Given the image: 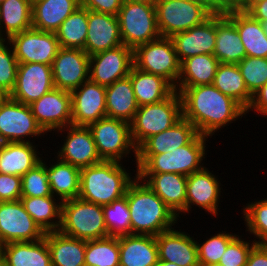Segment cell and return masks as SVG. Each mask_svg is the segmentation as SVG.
Returning <instances> with one entry per match:
<instances>
[{"label": "cell", "mask_w": 267, "mask_h": 266, "mask_svg": "<svg viewBox=\"0 0 267 266\" xmlns=\"http://www.w3.org/2000/svg\"><path fill=\"white\" fill-rule=\"evenodd\" d=\"M175 90L181 96L183 117L195 126L200 135L212 137L221 127L246 115V110L238 102L213 84Z\"/></svg>", "instance_id": "obj_1"}, {"label": "cell", "mask_w": 267, "mask_h": 266, "mask_svg": "<svg viewBox=\"0 0 267 266\" xmlns=\"http://www.w3.org/2000/svg\"><path fill=\"white\" fill-rule=\"evenodd\" d=\"M131 234L157 236L173 229L178 216L138 176L126 191Z\"/></svg>", "instance_id": "obj_2"}, {"label": "cell", "mask_w": 267, "mask_h": 266, "mask_svg": "<svg viewBox=\"0 0 267 266\" xmlns=\"http://www.w3.org/2000/svg\"><path fill=\"white\" fill-rule=\"evenodd\" d=\"M121 163L103 160L80 169L78 198L105 206L125 196L128 186L137 174L132 178Z\"/></svg>", "instance_id": "obj_3"}, {"label": "cell", "mask_w": 267, "mask_h": 266, "mask_svg": "<svg viewBox=\"0 0 267 266\" xmlns=\"http://www.w3.org/2000/svg\"><path fill=\"white\" fill-rule=\"evenodd\" d=\"M207 136L198 134L189 144L162 154H137L136 173H176L185 176L200 171L205 159Z\"/></svg>", "instance_id": "obj_4"}, {"label": "cell", "mask_w": 267, "mask_h": 266, "mask_svg": "<svg viewBox=\"0 0 267 266\" xmlns=\"http://www.w3.org/2000/svg\"><path fill=\"white\" fill-rule=\"evenodd\" d=\"M182 117V100L176 90L160 102L140 106L130 123L133 144L138 148L150 136L169 129Z\"/></svg>", "instance_id": "obj_5"}, {"label": "cell", "mask_w": 267, "mask_h": 266, "mask_svg": "<svg viewBox=\"0 0 267 266\" xmlns=\"http://www.w3.org/2000/svg\"><path fill=\"white\" fill-rule=\"evenodd\" d=\"M59 231L86 241L108 237L103 206L80 198L63 201Z\"/></svg>", "instance_id": "obj_6"}, {"label": "cell", "mask_w": 267, "mask_h": 266, "mask_svg": "<svg viewBox=\"0 0 267 266\" xmlns=\"http://www.w3.org/2000/svg\"><path fill=\"white\" fill-rule=\"evenodd\" d=\"M123 45L133 50L141 44L161 37L155 4L124 0L117 14Z\"/></svg>", "instance_id": "obj_7"}, {"label": "cell", "mask_w": 267, "mask_h": 266, "mask_svg": "<svg viewBox=\"0 0 267 266\" xmlns=\"http://www.w3.org/2000/svg\"><path fill=\"white\" fill-rule=\"evenodd\" d=\"M88 128L102 160L122 162L123 157H128L131 150L137 159V148L131 138L130 123L106 116L89 124Z\"/></svg>", "instance_id": "obj_8"}, {"label": "cell", "mask_w": 267, "mask_h": 266, "mask_svg": "<svg viewBox=\"0 0 267 266\" xmlns=\"http://www.w3.org/2000/svg\"><path fill=\"white\" fill-rule=\"evenodd\" d=\"M133 62L139 70L162 76L176 88L180 62L171 38L160 37L138 45L133 50Z\"/></svg>", "instance_id": "obj_9"}, {"label": "cell", "mask_w": 267, "mask_h": 266, "mask_svg": "<svg viewBox=\"0 0 267 266\" xmlns=\"http://www.w3.org/2000/svg\"><path fill=\"white\" fill-rule=\"evenodd\" d=\"M155 9L159 33L168 38L200 25L212 15L194 0H157Z\"/></svg>", "instance_id": "obj_10"}, {"label": "cell", "mask_w": 267, "mask_h": 266, "mask_svg": "<svg viewBox=\"0 0 267 266\" xmlns=\"http://www.w3.org/2000/svg\"><path fill=\"white\" fill-rule=\"evenodd\" d=\"M10 43L18 63L53 64L60 47L56 33L31 27L12 35Z\"/></svg>", "instance_id": "obj_11"}, {"label": "cell", "mask_w": 267, "mask_h": 266, "mask_svg": "<svg viewBox=\"0 0 267 266\" xmlns=\"http://www.w3.org/2000/svg\"><path fill=\"white\" fill-rule=\"evenodd\" d=\"M0 134L6 142L32 143L28 138L44 136L45 132L36 122L29 105L7 96L0 104Z\"/></svg>", "instance_id": "obj_12"}, {"label": "cell", "mask_w": 267, "mask_h": 266, "mask_svg": "<svg viewBox=\"0 0 267 266\" xmlns=\"http://www.w3.org/2000/svg\"><path fill=\"white\" fill-rule=\"evenodd\" d=\"M44 236L20 200L0 202V246L10 242L38 241Z\"/></svg>", "instance_id": "obj_13"}, {"label": "cell", "mask_w": 267, "mask_h": 266, "mask_svg": "<svg viewBox=\"0 0 267 266\" xmlns=\"http://www.w3.org/2000/svg\"><path fill=\"white\" fill-rule=\"evenodd\" d=\"M133 65V49L125 45L98 52L89 58V79L107 87L129 76Z\"/></svg>", "instance_id": "obj_14"}, {"label": "cell", "mask_w": 267, "mask_h": 266, "mask_svg": "<svg viewBox=\"0 0 267 266\" xmlns=\"http://www.w3.org/2000/svg\"><path fill=\"white\" fill-rule=\"evenodd\" d=\"M29 106L46 134L72 125L71 94L68 91L54 88Z\"/></svg>", "instance_id": "obj_15"}, {"label": "cell", "mask_w": 267, "mask_h": 266, "mask_svg": "<svg viewBox=\"0 0 267 266\" xmlns=\"http://www.w3.org/2000/svg\"><path fill=\"white\" fill-rule=\"evenodd\" d=\"M54 88L51 65L19 63L16 83L9 97L30 105Z\"/></svg>", "instance_id": "obj_16"}, {"label": "cell", "mask_w": 267, "mask_h": 266, "mask_svg": "<svg viewBox=\"0 0 267 266\" xmlns=\"http://www.w3.org/2000/svg\"><path fill=\"white\" fill-rule=\"evenodd\" d=\"M89 58L82 49L60 48L52 64L54 87L72 92L87 81Z\"/></svg>", "instance_id": "obj_17"}, {"label": "cell", "mask_w": 267, "mask_h": 266, "mask_svg": "<svg viewBox=\"0 0 267 266\" xmlns=\"http://www.w3.org/2000/svg\"><path fill=\"white\" fill-rule=\"evenodd\" d=\"M67 131V136L57 153V157L79 169L102 162L98 155L96 144L88 126L69 125L57 130V133Z\"/></svg>", "instance_id": "obj_18"}, {"label": "cell", "mask_w": 267, "mask_h": 266, "mask_svg": "<svg viewBox=\"0 0 267 266\" xmlns=\"http://www.w3.org/2000/svg\"><path fill=\"white\" fill-rule=\"evenodd\" d=\"M70 94L72 125L88 126L107 116L105 86L88 79Z\"/></svg>", "instance_id": "obj_19"}, {"label": "cell", "mask_w": 267, "mask_h": 266, "mask_svg": "<svg viewBox=\"0 0 267 266\" xmlns=\"http://www.w3.org/2000/svg\"><path fill=\"white\" fill-rule=\"evenodd\" d=\"M179 62L200 54L213 55L216 42V15L200 25L171 37Z\"/></svg>", "instance_id": "obj_20"}, {"label": "cell", "mask_w": 267, "mask_h": 266, "mask_svg": "<svg viewBox=\"0 0 267 266\" xmlns=\"http://www.w3.org/2000/svg\"><path fill=\"white\" fill-rule=\"evenodd\" d=\"M218 179L206 167L187 176L186 213H189L191 205H196L217 216L221 196V182Z\"/></svg>", "instance_id": "obj_21"}, {"label": "cell", "mask_w": 267, "mask_h": 266, "mask_svg": "<svg viewBox=\"0 0 267 266\" xmlns=\"http://www.w3.org/2000/svg\"><path fill=\"white\" fill-rule=\"evenodd\" d=\"M180 218L186 212L187 176L176 173H136Z\"/></svg>", "instance_id": "obj_22"}, {"label": "cell", "mask_w": 267, "mask_h": 266, "mask_svg": "<svg viewBox=\"0 0 267 266\" xmlns=\"http://www.w3.org/2000/svg\"><path fill=\"white\" fill-rule=\"evenodd\" d=\"M123 45L115 15L88 10V31L84 51L89 55Z\"/></svg>", "instance_id": "obj_23"}, {"label": "cell", "mask_w": 267, "mask_h": 266, "mask_svg": "<svg viewBox=\"0 0 267 266\" xmlns=\"http://www.w3.org/2000/svg\"><path fill=\"white\" fill-rule=\"evenodd\" d=\"M159 260L178 266H200L196 240L190 235L170 229L155 236Z\"/></svg>", "instance_id": "obj_24"}, {"label": "cell", "mask_w": 267, "mask_h": 266, "mask_svg": "<svg viewBox=\"0 0 267 266\" xmlns=\"http://www.w3.org/2000/svg\"><path fill=\"white\" fill-rule=\"evenodd\" d=\"M195 126L184 117L169 129L150 136L138 148L137 154H162L189 144L197 135Z\"/></svg>", "instance_id": "obj_25"}, {"label": "cell", "mask_w": 267, "mask_h": 266, "mask_svg": "<svg viewBox=\"0 0 267 266\" xmlns=\"http://www.w3.org/2000/svg\"><path fill=\"white\" fill-rule=\"evenodd\" d=\"M118 242L120 266H153L159 260L155 236L120 235Z\"/></svg>", "instance_id": "obj_26"}, {"label": "cell", "mask_w": 267, "mask_h": 266, "mask_svg": "<svg viewBox=\"0 0 267 266\" xmlns=\"http://www.w3.org/2000/svg\"><path fill=\"white\" fill-rule=\"evenodd\" d=\"M1 261L6 266H52L51 254L45 237L38 241L3 244Z\"/></svg>", "instance_id": "obj_27"}, {"label": "cell", "mask_w": 267, "mask_h": 266, "mask_svg": "<svg viewBox=\"0 0 267 266\" xmlns=\"http://www.w3.org/2000/svg\"><path fill=\"white\" fill-rule=\"evenodd\" d=\"M81 0H32V27L55 33Z\"/></svg>", "instance_id": "obj_28"}, {"label": "cell", "mask_w": 267, "mask_h": 266, "mask_svg": "<svg viewBox=\"0 0 267 266\" xmlns=\"http://www.w3.org/2000/svg\"><path fill=\"white\" fill-rule=\"evenodd\" d=\"M226 16L235 24L246 56L267 58V35L261 23L247 12L235 8Z\"/></svg>", "instance_id": "obj_29"}, {"label": "cell", "mask_w": 267, "mask_h": 266, "mask_svg": "<svg viewBox=\"0 0 267 266\" xmlns=\"http://www.w3.org/2000/svg\"><path fill=\"white\" fill-rule=\"evenodd\" d=\"M213 55L223 64H238L246 57L235 24L226 15H216V42Z\"/></svg>", "instance_id": "obj_30"}, {"label": "cell", "mask_w": 267, "mask_h": 266, "mask_svg": "<svg viewBox=\"0 0 267 266\" xmlns=\"http://www.w3.org/2000/svg\"><path fill=\"white\" fill-rule=\"evenodd\" d=\"M129 77L139 107L160 102L175 91V87L162 76L141 71L134 65Z\"/></svg>", "instance_id": "obj_31"}, {"label": "cell", "mask_w": 267, "mask_h": 266, "mask_svg": "<svg viewBox=\"0 0 267 266\" xmlns=\"http://www.w3.org/2000/svg\"><path fill=\"white\" fill-rule=\"evenodd\" d=\"M52 266H85L86 240L67 236L60 231L45 233Z\"/></svg>", "instance_id": "obj_32"}, {"label": "cell", "mask_w": 267, "mask_h": 266, "mask_svg": "<svg viewBox=\"0 0 267 266\" xmlns=\"http://www.w3.org/2000/svg\"><path fill=\"white\" fill-rule=\"evenodd\" d=\"M107 117L131 123L139 108L129 76L106 87Z\"/></svg>", "instance_id": "obj_33"}, {"label": "cell", "mask_w": 267, "mask_h": 266, "mask_svg": "<svg viewBox=\"0 0 267 266\" xmlns=\"http://www.w3.org/2000/svg\"><path fill=\"white\" fill-rule=\"evenodd\" d=\"M42 155L30 142H7L0 151V173L23 176L42 161Z\"/></svg>", "instance_id": "obj_34"}, {"label": "cell", "mask_w": 267, "mask_h": 266, "mask_svg": "<svg viewBox=\"0 0 267 266\" xmlns=\"http://www.w3.org/2000/svg\"><path fill=\"white\" fill-rule=\"evenodd\" d=\"M219 64L217 58L210 54L195 55L183 60L176 88L212 84Z\"/></svg>", "instance_id": "obj_35"}, {"label": "cell", "mask_w": 267, "mask_h": 266, "mask_svg": "<svg viewBox=\"0 0 267 266\" xmlns=\"http://www.w3.org/2000/svg\"><path fill=\"white\" fill-rule=\"evenodd\" d=\"M56 162L49 165L50 167L46 164V173L52 195L57 196V199L62 202L78 198L80 169L60 160L58 157Z\"/></svg>", "instance_id": "obj_36"}, {"label": "cell", "mask_w": 267, "mask_h": 266, "mask_svg": "<svg viewBox=\"0 0 267 266\" xmlns=\"http://www.w3.org/2000/svg\"><path fill=\"white\" fill-rule=\"evenodd\" d=\"M59 200H56L53 195L20 198L26 212L44 233L59 231L60 229L62 201Z\"/></svg>", "instance_id": "obj_37"}, {"label": "cell", "mask_w": 267, "mask_h": 266, "mask_svg": "<svg viewBox=\"0 0 267 266\" xmlns=\"http://www.w3.org/2000/svg\"><path fill=\"white\" fill-rule=\"evenodd\" d=\"M31 27L32 0H4L0 3V38L9 39Z\"/></svg>", "instance_id": "obj_38"}, {"label": "cell", "mask_w": 267, "mask_h": 266, "mask_svg": "<svg viewBox=\"0 0 267 266\" xmlns=\"http://www.w3.org/2000/svg\"><path fill=\"white\" fill-rule=\"evenodd\" d=\"M212 84L245 110L250 106L253 96L249 93L237 64L220 63Z\"/></svg>", "instance_id": "obj_39"}, {"label": "cell", "mask_w": 267, "mask_h": 266, "mask_svg": "<svg viewBox=\"0 0 267 266\" xmlns=\"http://www.w3.org/2000/svg\"><path fill=\"white\" fill-rule=\"evenodd\" d=\"M88 31V9L82 5L55 32L61 48L84 50Z\"/></svg>", "instance_id": "obj_40"}, {"label": "cell", "mask_w": 267, "mask_h": 266, "mask_svg": "<svg viewBox=\"0 0 267 266\" xmlns=\"http://www.w3.org/2000/svg\"><path fill=\"white\" fill-rule=\"evenodd\" d=\"M85 266H120L118 236L87 240Z\"/></svg>", "instance_id": "obj_41"}, {"label": "cell", "mask_w": 267, "mask_h": 266, "mask_svg": "<svg viewBox=\"0 0 267 266\" xmlns=\"http://www.w3.org/2000/svg\"><path fill=\"white\" fill-rule=\"evenodd\" d=\"M103 212L109 236L131 234L130 212L126 196L103 206Z\"/></svg>", "instance_id": "obj_42"}, {"label": "cell", "mask_w": 267, "mask_h": 266, "mask_svg": "<svg viewBox=\"0 0 267 266\" xmlns=\"http://www.w3.org/2000/svg\"><path fill=\"white\" fill-rule=\"evenodd\" d=\"M244 223L249 234L254 235L257 244H267V198L243 207Z\"/></svg>", "instance_id": "obj_43"}, {"label": "cell", "mask_w": 267, "mask_h": 266, "mask_svg": "<svg viewBox=\"0 0 267 266\" xmlns=\"http://www.w3.org/2000/svg\"><path fill=\"white\" fill-rule=\"evenodd\" d=\"M237 65L252 96L267 83V58L246 56Z\"/></svg>", "instance_id": "obj_44"}, {"label": "cell", "mask_w": 267, "mask_h": 266, "mask_svg": "<svg viewBox=\"0 0 267 266\" xmlns=\"http://www.w3.org/2000/svg\"><path fill=\"white\" fill-rule=\"evenodd\" d=\"M234 233L219 232L206 241L199 244L196 241L198 258L200 266L219 263L221 256L224 254L228 244L236 237Z\"/></svg>", "instance_id": "obj_45"}, {"label": "cell", "mask_w": 267, "mask_h": 266, "mask_svg": "<svg viewBox=\"0 0 267 266\" xmlns=\"http://www.w3.org/2000/svg\"><path fill=\"white\" fill-rule=\"evenodd\" d=\"M18 65L10 40L0 38V90L8 96L16 83Z\"/></svg>", "instance_id": "obj_46"}, {"label": "cell", "mask_w": 267, "mask_h": 266, "mask_svg": "<svg viewBox=\"0 0 267 266\" xmlns=\"http://www.w3.org/2000/svg\"><path fill=\"white\" fill-rule=\"evenodd\" d=\"M42 159L35 167L21 176V197L52 196L46 173V162Z\"/></svg>", "instance_id": "obj_47"}, {"label": "cell", "mask_w": 267, "mask_h": 266, "mask_svg": "<svg viewBox=\"0 0 267 266\" xmlns=\"http://www.w3.org/2000/svg\"><path fill=\"white\" fill-rule=\"evenodd\" d=\"M248 241H244L241 236L239 237L237 235L228 244L224 254L221 256L219 264L221 266H246L249 253L257 244L256 239Z\"/></svg>", "instance_id": "obj_48"}, {"label": "cell", "mask_w": 267, "mask_h": 266, "mask_svg": "<svg viewBox=\"0 0 267 266\" xmlns=\"http://www.w3.org/2000/svg\"><path fill=\"white\" fill-rule=\"evenodd\" d=\"M21 190V176L0 173V202L20 200Z\"/></svg>", "instance_id": "obj_49"}, {"label": "cell", "mask_w": 267, "mask_h": 266, "mask_svg": "<svg viewBox=\"0 0 267 266\" xmlns=\"http://www.w3.org/2000/svg\"><path fill=\"white\" fill-rule=\"evenodd\" d=\"M124 0H81L88 10L117 16Z\"/></svg>", "instance_id": "obj_50"}, {"label": "cell", "mask_w": 267, "mask_h": 266, "mask_svg": "<svg viewBox=\"0 0 267 266\" xmlns=\"http://www.w3.org/2000/svg\"><path fill=\"white\" fill-rule=\"evenodd\" d=\"M212 15H227L234 7L227 0H194Z\"/></svg>", "instance_id": "obj_51"}, {"label": "cell", "mask_w": 267, "mask_h": 266, "mask_svg": "<svg viewBox=\"0 0 267 266\" xmlns=\"http://www.w3.org/2000/svg\"><path fill=\"white\" fill-rule=\"evenodd\" d=\"M256 111L261 115L267 116V83L263 85L252 98L250 106L247 108L246 113L249 111Z\"/></svg>", "instance_id": "obj_52"}, {"label": "cell", "mask_w": 267, "mask_h": 266, "mask_svg": "<svg viewBox=\"0 0 267 266\" xmlns=\"http://www.w3.org/2000/svg\"><path fill=\"white\" fill-rule=\"evenodd\" d=\"M246 266H267V244H256L252 248Z\"/></svg>", "instance_id": "obj_53"}, {"label": "cell", "mask_w": 267, "mask_h": 266, "mask_svg": "<svg viewBox=\"0 0 267 266\" xmlns=\"http://www.w3.org/2000/svg\"><path fill=\"white\" fill-rule=\"evenodd\" d=\"M254 19L257 21H266L267 20V0L260 1L254 4L248 11Z\"/></svg>", "instance_id": "obj_54"}, {"label": "cell", "mask_w": 267, "mask_h": 266, "mask_svg": "<svg viewBox=\"0 0 267 266\" xmlns=\"http://www.w3.org/2000/svg\"><path fill=\"white\" fill-rule=\"evenodd\" d=\"M263 0H241L234 8L247 12L254 4Z\"/></svg>", "instance_id": "obj_55"}, {"label": "cell", "mask_w": 267, "mask_h": 266, "mask_svg": "<svg viewBox=\"0 0 267 266\" xmlns=\"http://www.w3.org/2000/svg\"><path fill=\"white\" fill-rule=\"evenodd\" d=\"M153 266H178V265L168 261L158 260Z\"/></svg>", "instance_id": "obj_56"}, {"label": "cell", "mask_w": 267, "mask_h": 266, "mask_svg": "<svg viewBox=\"0 0 267 266\" xmlns=\"http://www.w3.org/2000/svg\"><path fill=\"white\" fill-rule=\"evenodd\" d=\"M132 2L146 3V4H155L157 0H126Z\"/></svg>", "instance_id": "obj_57"}, {"label": "cell", "mask_w": 267, "mask_h": 266, "mask_svg": "<svg viewBox=\"0 0 267 266\" xmlns=\"http://www.w3.org/2000/svg\"><path fill=\"white\" fill-rule=\"evenodd\" d=\"M6 143H7L6 140L0 134V151L5 147Z\"/></svg>", "instance_id": "obj_58"}, {"label": "cell", "mask_w": 267, "mask_h": 266, "mask_svg": "<svg viewBox=\"0 0 267 266\" xmlns=\"http://www.w3.org/2000/svg\"><path fill=\"white\" fill-rule=\"evenodd\" d=\"M7 96V94L0 90V104L7 98Z\"/></svg>", "instance_id": "obj_59"}, {"label": "cell", "mask_w": 267, "mask_h": 266, "mask_svg": "<svg viewBox=\"0 0 267 266\" xmlns=\"http://www.w3.org/2000/svg\"><path fill=\"white\" fill-rule=\"evenodd\" d=\"M262 27H263V30L265 32V34L267 35V20L266 21H261L260 22Z\"/></svg>", "instance_id": "obj_60"}, {"label": "cell", "mask_w": 267, "mask_h": 266, "mask_svg": "<svg viewBox=\"0 0 267 266\" xmlns=\"http://www.w3.org/2000/svg\"><path fill=\"white\" fill-rule=\"evenodd\" d=\"M233 7H235L241 0H227Z\"/></svg>", "instance_id": "obj_61"}, {"label": "cell", "mask_w": 267, "mask_h": 266, "mask_svg": "<svg viewBox=\"0 0 267 266\" xmlns=\"http://www.w3.org/2000/svg\"><path fill=\"white\" fill-rule=\"evenodd\" d=\"M205 266H221V265L217 263V264H211V265H205Z\"/></svg>", "instance_id": "obj_62"}, {"label": "cell", "mask_w": 267, "mask_h": 266, "mask_svg": "<svg viewBox=\"0 0 267 266\" xmlns=\"http://www.w3.org/2000/svg\"><path fill=\"white\" fill-rule=\"evenodd\" d=\"M0 266H6L2 261H0Z\"/></svg>", "instance_id": "obj_63"}]
</instances>
